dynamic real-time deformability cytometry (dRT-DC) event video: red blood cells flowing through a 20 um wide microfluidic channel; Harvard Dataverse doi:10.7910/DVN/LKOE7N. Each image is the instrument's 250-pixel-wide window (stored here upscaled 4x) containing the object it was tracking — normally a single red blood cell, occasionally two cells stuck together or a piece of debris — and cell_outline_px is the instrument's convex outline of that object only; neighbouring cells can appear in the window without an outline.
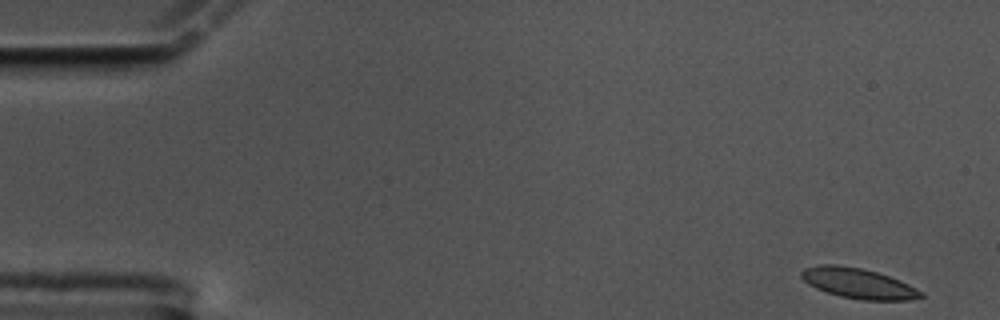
{"species": "common noctule bat (a hibernating species)", "species_latin": "Nyctalus noctula", "temperature_condition": "cold", "stored_images_in_passage": 57, "camera_frame_rate_fps": 3000, "um_per_image_px": 0.085, "animal": {"sex": "male", "body_mass_g": 17.5, "forearm_length_mm": 52.3}, "frame": {"image": 1, "passage_image": 1, "time_ms": 0.0, "image_size_px": [1000, 320], "cell_outline_px": [[924, 296], [908, 300], [864, 300], [840, 296], [816, 288], [808, 284], [800, 276], [800, 272], [804, 268], [820, 264], [836, 264], [860, 268], [876, 272], [900, 280], [924, 292]], "centroid_in_image_um": [72.94, 24.08], "position_along_channel_um": 12.1, "area_um2": 20.98}}
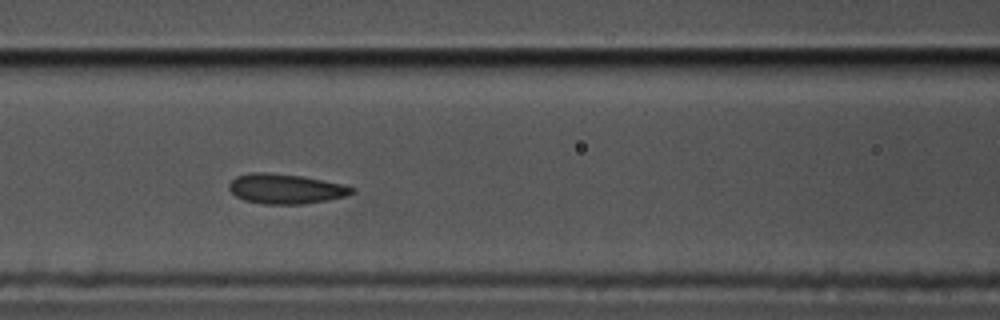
{"frame": {"image": 2, "passage_image": 23, "time_ms": 7.333, "image_size_px": [1000, 320], "cell_outline_px": [[356, 192], [344, 196], [328, 200], [304, 204], [264, 204], [244, 200], [236, 196], [228, 188], [228, 184], [236, 176], [248, 172], [264, 172], [300, 176], [344, 184], [356, 188]], "centroid_in_image_um": [24.28, 16.05], "position_along_channel_um": 142.3, "area_um2": 21.44}}
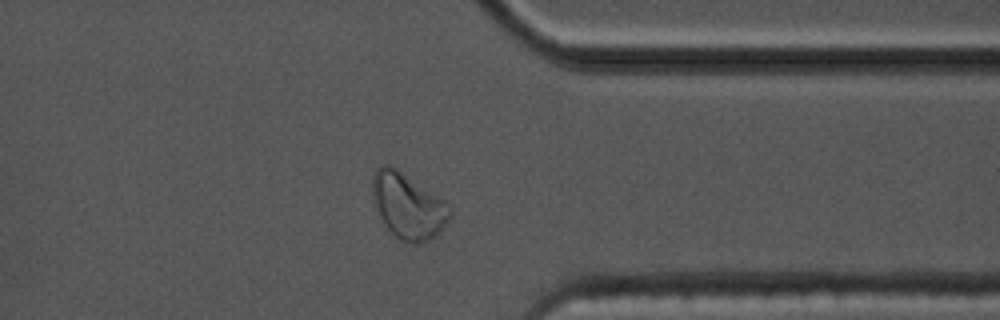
{"frame": {"image": 3, "passage_image": 44, "time_ms": 14.333, "image_size_px": [1000, 320], "cell_outline_px": [[452, 212], [448, 220], [428, 240], [420, 244], [412, 244], [400, 240], [384, 224], [372, 200], [372, 176], [376, 168], [384, 164], [388, 164], [396, 168], [444, 200], [448, 204]], "centroid_in_image_um": [34.63, 17.48], "position_along_channel_um": 376.8, "area_um2": 29.19}, "authors_computed_cell_mechanics": {"area_um2": 21.3282, "velocity_mm_per_s": 3.4287, "shape_relaxation_time_tau1_ms": null, "shape_relaxation_time_tau2_ms": 1.3082, "deformation_change_tau1": null, "deformation_change_tau2": 0.0701}}